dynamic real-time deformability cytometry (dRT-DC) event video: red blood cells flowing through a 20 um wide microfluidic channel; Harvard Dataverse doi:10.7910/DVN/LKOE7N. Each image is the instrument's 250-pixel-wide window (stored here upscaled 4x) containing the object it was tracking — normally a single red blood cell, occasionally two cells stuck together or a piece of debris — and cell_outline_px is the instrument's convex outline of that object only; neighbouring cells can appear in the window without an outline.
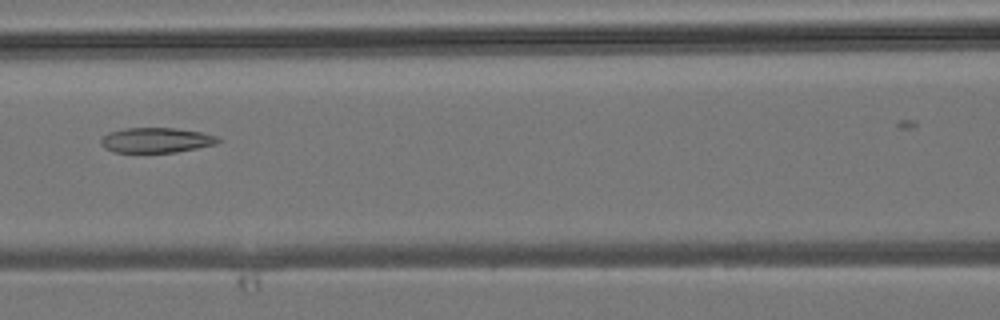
{"species": "common noctule bat (a hibernating species)", "species_latin": "Nyctalus noctula", "temperature_condition": "room temperature", "stored_images_in_passage": 39, "camera_frame_rate_fps": 3000, "um_per_image_px": 0.085, "animal": {"sex": "male", "body_mass_g": 19.2, "forearm_length_mm": 51.8}, "frame": {"image": 1, "passage_image": 20, "time_ms": 6.333, "image_size_px": [1000, 320], "cell_outline_px": [[224, 140], [216, 144], [176, 152], [112, 152], [104, 148], [100, 144], [100, 140], [108, 132], [124, 128], [176, 128], [200, 132], [216, 136]], "centroid_in_image_um": [13.26, 11.91], "position_along_channel_um": 153.3, "area_um2": 17.17}}
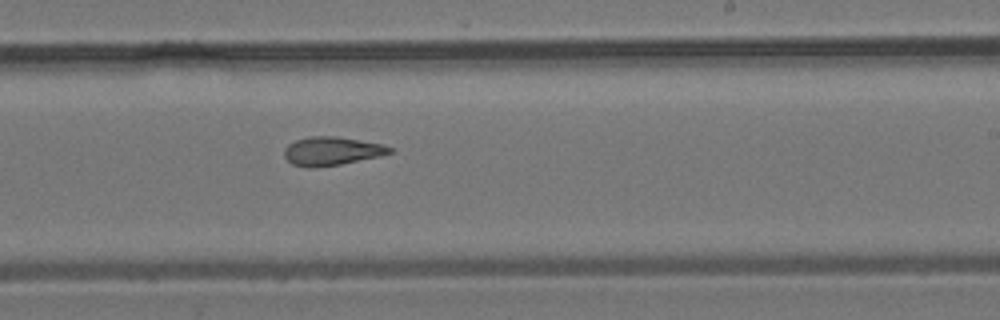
{"frame": {"image": 2, "passage_image": 27, "time_ms": 8.667, "image_size_px": [1000, 320], "cell_outline_px": [[396, 152], [380, 156], [340, 164], [316, 168], [308, 168], [292, 164], [284, 156], [284, 148], [288, 144], [296, 140], [312, 136], [336, 136], [384, 144], [396, 148]], "centroid_in_image_um": [28.25, 12.84], "position_along_channel_um": 260.8, "area_um2": 17.8}}
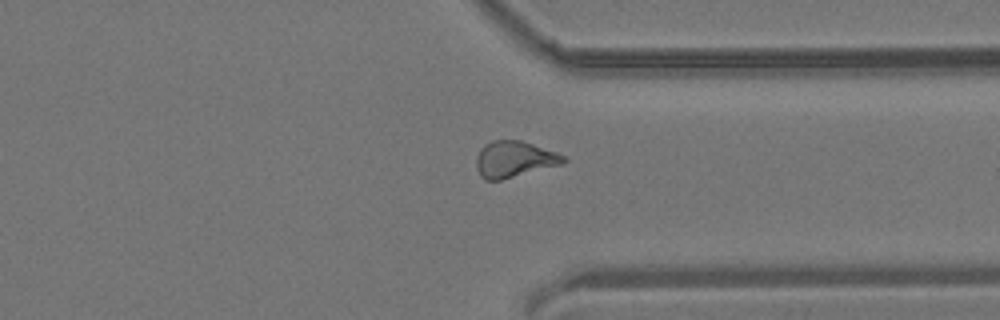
{"frame": {"image": 3, "passage_image": 34, "time_ms": 11.0, "image_size_px": [1000, 320], "cell_outline_px": [[568, 160], [564, 164], [500, 180], [484, 180], [480, 176], [476, 168], [476, 156], [480, 148], [484, 144], [492, 140], [520, 140], [556, 152], [564, 156]], "centroid_in_image_um": [43.69, 13.54], "position_along_channel_um": 367.7, "area_um2": 18.55}}